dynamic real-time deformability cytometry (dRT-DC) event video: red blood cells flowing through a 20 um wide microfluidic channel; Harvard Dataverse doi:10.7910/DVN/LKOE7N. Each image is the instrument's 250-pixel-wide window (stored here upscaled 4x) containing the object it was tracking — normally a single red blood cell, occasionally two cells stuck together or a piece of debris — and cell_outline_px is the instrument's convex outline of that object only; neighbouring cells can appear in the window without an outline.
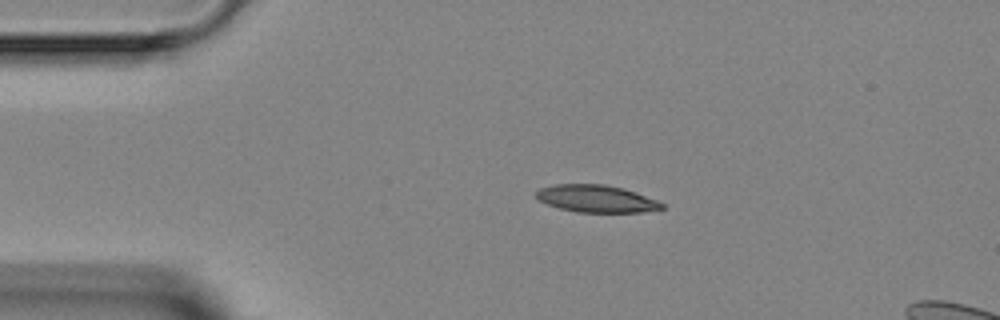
{"species": "Egyptian fruit bat (a non-hibernating species)", "species_latin": "Rousettus aegyptiacus", "temperature_condition": "room temperature", "stored_images_in_passage": 4, "segment_of_instrument_passage": [1, 2], "camera_frame_rate_fps": 3000, "um_per_image_px": 0.085, "animal": {"sex": "female"}, "frame": {"image": 1, "passage_image": 2, "time_ms": 1.333, "image_size_px": [1000, 320], "cell_outline_px": [[664, 208], [644, 212], [576, 212], [560, 208], [548, 204], [540, 200], [536, 196], [536, 192], [540, 188], [556, 184], [604, 184], [624, 188], [636, 192], [656, 200], [664, 204]], "centroid_in_image_um": [50.71, 16.88], "position_along_channel_um": 34.3, "area_um2": 19.88}}